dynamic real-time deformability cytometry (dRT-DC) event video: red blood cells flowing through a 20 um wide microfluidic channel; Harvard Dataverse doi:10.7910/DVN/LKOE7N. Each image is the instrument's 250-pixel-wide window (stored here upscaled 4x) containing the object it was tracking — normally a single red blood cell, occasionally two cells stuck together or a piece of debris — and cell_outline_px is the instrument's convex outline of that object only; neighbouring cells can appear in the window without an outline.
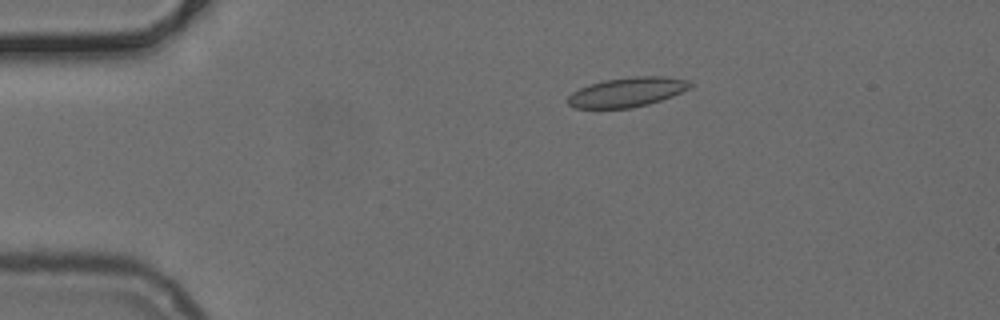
{"species": "common noctule bat (a hibernating species)", "species_latin": "Nyctalus noctula", "temperature_condition": "cold", "stored_images_in_passage": 49, "camera_frame_rate_fps": 3000, "um_per_image_px": 0.085, "animal": {"sex": "female", "body_mass_g": 24.6, "forearm_length_mm": 56.2}, "frame": {"image": 1, "passage_image": 8, "time_ms": 2.333, "image_size_px": [1000, 320], "cell_outline_px": [[692, 84], [688, 88], [672, 96], [648, 104], [632, 108], [576, 108], [568, 104], [568, 96], [572, 92], [580, 88], [604, 80], [632, 76], [664, 76], [688, 80]], "centroid_in_image_um": [53.29, 7.83], "position_along_channel_um": 31.7, "area_um2": 20.81}}
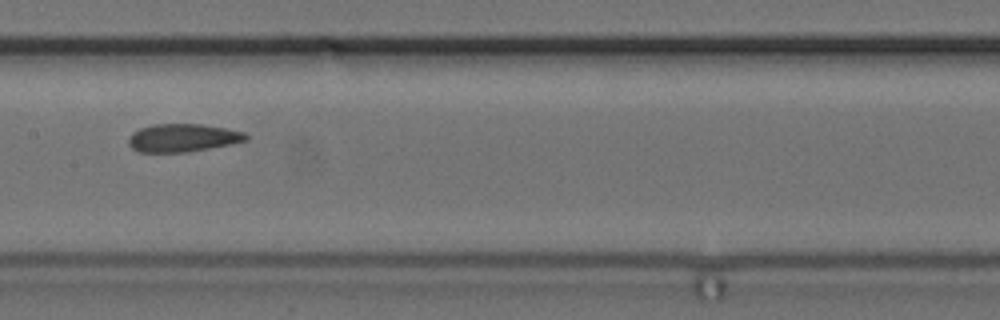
{"frame": {"image": 2, "passage_image": 24, "time_ms": 7.667, "image_size_px": [1000, 320], "cell_outline_px": [[248, 140], [232, 144], [188, 152], [140, 152], [132, 148], [128, 144], [128, 140], [132, 132], [140, 128], [152, 124], [200, 124], [224, 128], [244, 132], [248, 136]], "centroid_in_image_um": [15.52, 11.72], "position_along_channel_um": 191.9, "area_um2": 19.19}}
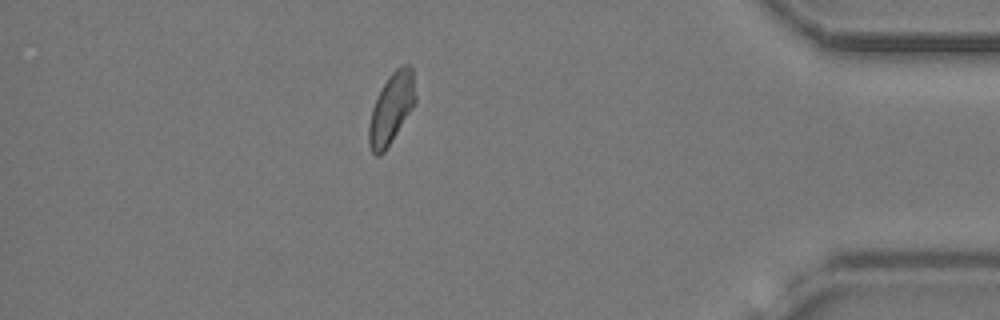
{"frame": {"image": 3, "passage_image": 43, "time_ms": 14.0, "image_size_px": [1000, 320], "cell_outline_px": [[416, 100], [412, 108], [384, 152], [380, 156], [376, 156], [372, 152], [368, 144], [368, 124], [372, 108], [388, 76], [400, 64], [408, 64], [412, 68], [416, 96]], "centroid_in_image_um": [33.26, 9.21], "position_along_channel_um": 401.9, "area_um2": 18.96}}